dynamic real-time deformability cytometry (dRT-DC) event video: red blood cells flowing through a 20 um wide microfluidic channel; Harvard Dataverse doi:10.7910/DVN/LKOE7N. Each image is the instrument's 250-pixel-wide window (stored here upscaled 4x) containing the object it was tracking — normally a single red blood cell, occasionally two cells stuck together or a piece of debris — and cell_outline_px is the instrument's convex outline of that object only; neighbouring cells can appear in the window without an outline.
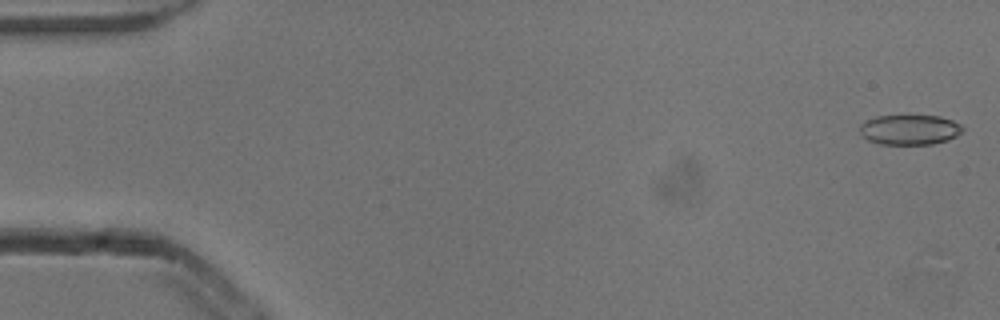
{"species": "common noctule bat (a hibernating species)", "species_latin": "Nyctalus noctula", "temperature_condition": "cold", "stored_images_in_passage": 4, "camera_frame_rate_fps": 3000, "um_per_image_px": 0.085, "animal": {"sex": "male", "body_mass_g": 13.3}, "frame": {"image": 1, "passage_image": 1, "time_ms": 0.0, "image_size_px": [1000, 320], "cell_outline_px": [[964, 128], [956, 136], [948, 140], [932, 144], [880, 144], [868, 140], [860, 132], [860, 124], [864, 120], [876, 116], [940, 116], [952, 120], [960, 124]], "centroid_in_image_um": [77.31, 11.02], "position_along_channel_um": 7.7, "area_um2": 17.98}}